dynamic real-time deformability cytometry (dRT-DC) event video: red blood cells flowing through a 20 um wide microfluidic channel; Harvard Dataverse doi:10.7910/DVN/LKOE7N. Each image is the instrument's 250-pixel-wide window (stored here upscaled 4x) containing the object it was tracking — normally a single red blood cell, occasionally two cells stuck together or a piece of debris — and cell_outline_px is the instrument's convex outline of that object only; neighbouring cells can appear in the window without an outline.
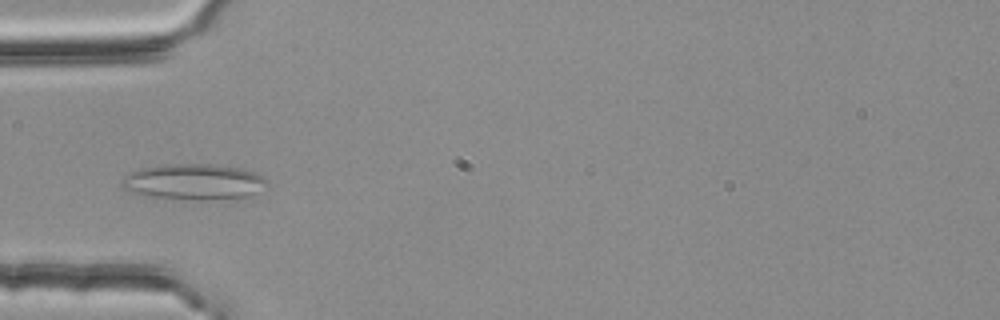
{"species": "common noctule bat (a hibernating species)", "species_latin": "Nyctalus noctula", "temperature_condition": "room temperature", "stored_images_in_passage": 34, "camera_frame_rate_fps": 3000, "um_per_image_px": 0.085, "animal": {"sex": "female", "body_mass_g": 25.1}, "frame": {"image": 1, "passage_image": 4, "time_ms": 1.0, "image_size_px": [1000, 320], "cell_outline_px": [[268, 188], [248, 196], [164, 200], [144, 196], [132, 192], [124, 188], [120, 184], [124, 176], [128, 172], [144, 168], [164, 164], [208, 164], [240, 168], [264, 176], [268, 180]], "centroid_in_image_um": [16.43, 15.45], "position_along_channel_um": 68.6, "area_um2": 30.35}}
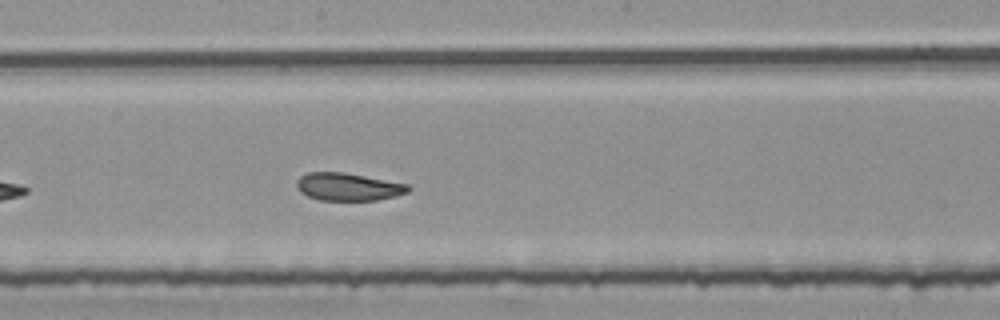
{"frame": {"image": 2, "passage_image": 16, "time_ms": 5.0, "image_size_px": [1000, 320], "cell_outline_px": [[412, 188], [408, 192], [396, 196], [376, 200], [320, 200], [308, 196], [300, 192], [296, 188], [296, 180], [300, 176], [308, 172], [344, 172], [408, 184]], "centroid_in_image_um": [29.58, 15.87], "position_along_channel_um": 218.6, "area_um2": 18.09}}
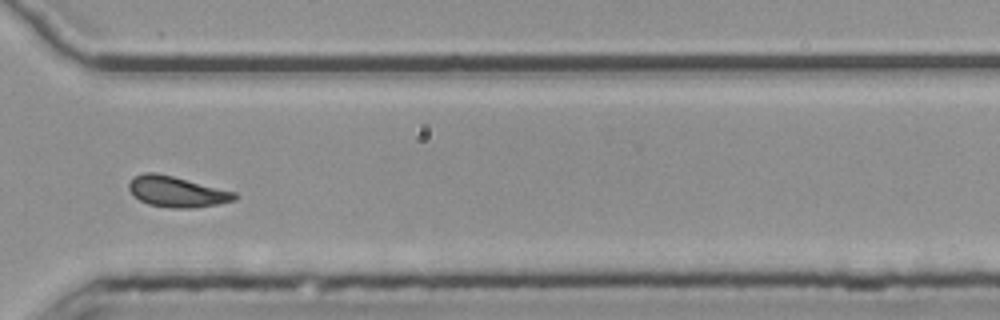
{"frame": {"image": 3, "passage_image": 27, "time_ms": 8.667, "image_size_px": [1000, 320], "cell_outline_px": [[240, 196], [236, 200], [220, 204], [192, 208], [172, 208], [148, 204], [132, 196], [128, 188], [128, 184], [136, 176], [144, 172], [156, 172], [236, 192]], "centroid_in_image_um": [15.05, 16.3], "position_along_channel_um": 355.6, "area_um2": 19.02}, "authors_computed_cell_mechanics": {"area_um2": 18.5249, "velocity_mm_per_s": 3.7459, "shape_relaxation_time_tau1_ms": null, "shape_relaxation_time_tau2_ms": 8.9191, "deformation_change_tau1": null, "deformation_change_tau2": 0.1279}}